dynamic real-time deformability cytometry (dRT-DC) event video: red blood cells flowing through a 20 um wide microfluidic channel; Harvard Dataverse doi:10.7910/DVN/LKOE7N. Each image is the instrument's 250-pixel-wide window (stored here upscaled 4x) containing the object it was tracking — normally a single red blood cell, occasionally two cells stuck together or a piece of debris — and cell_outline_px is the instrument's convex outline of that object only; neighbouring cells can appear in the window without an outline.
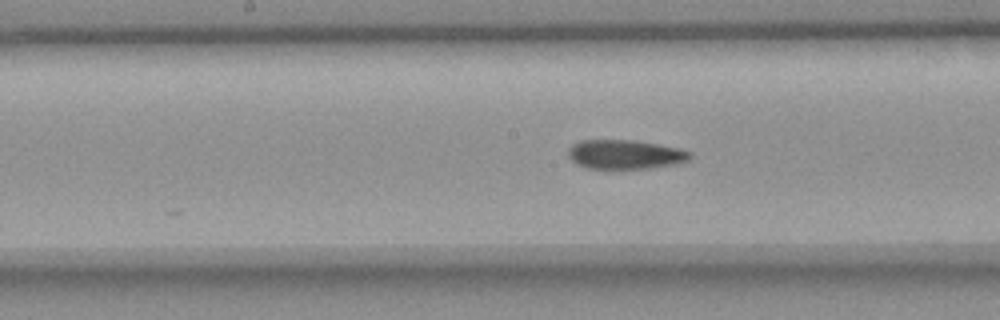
{"species": "common noctule bat (a hibernating species)", "species_latin": "Nyctalus noctula", "temperature_condition": "room temperature", "stored_images_in_passage": 41, "camera_frame_rate_fps": 3000, "um_per_image_px": 0.085, "animal": {"sex": "female", "body_mass_g": 18.4}, "frame": {"image": 1, "passage_image": 13, "time_ms": 4.0, "image_size_px": [1000, 320], "cell_outline_px": [[692, 156], [688, 160], [672, 164], [648, 168], [588, 168], [576, 164], [568, 156], [568, 148], [572, 144], [580, 140], [632, 140], [680, 148], [692, 152]], "centroid_in_image_um": [53.1, 13.11], "position_along_channel_um": 195.1, "area_um2": 20.58}}
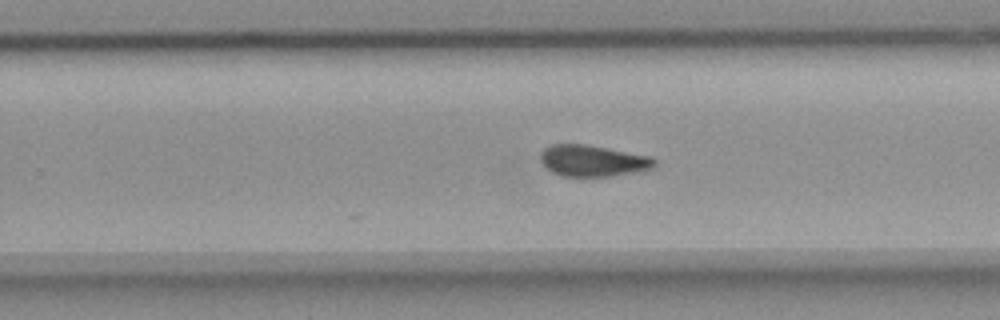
{"frame": {"image": 2, "passage_image": 20, "time_ms": 6.333, "image_size_px": [1000, 320], "cell_outline_px": [[656, 164], [652, 168], [636, 172], [612, 176], [560, 176], [552, 172], [540, 160], [540, 152], [544, 148], [552, 144], [584, 144], [608, 148], [652, 156], [656, 160]], "centroid_in_image_um": [50.4, 13.66], "position_along_channel_um": 279.4, "area_um2": 20.92}}
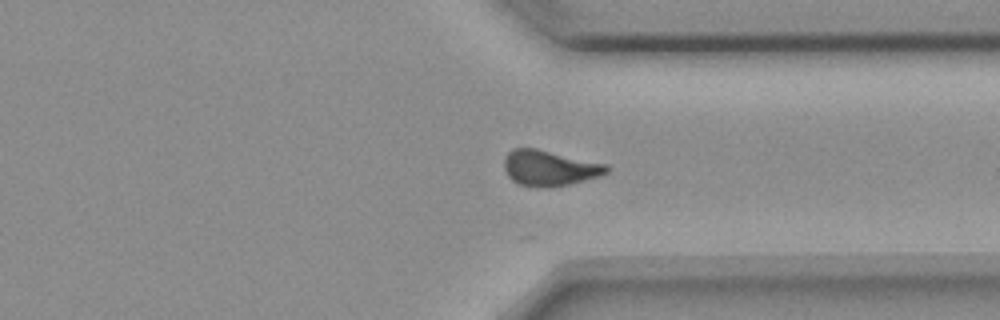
{"frame": {"image": 3, "passage_image": 27, "time_ms": 8.667, "image_size_px": [1000, 320], "cell_outline_px": [[608, 172], [600, 176], [552, 188], [536, 188], [520, 184], [512, 180], [508, 176], [504, 168], [504, 160], [508, 152], [512, 148], [536, 148], [608, 164]], "centroid_in_image_um": [46.7, 14.29], "position_along_channel_um": 364.7, "area_um2": 21.39}, "authors_computed_cell_mechanics": {"area_um2": 21.097, "velocity_mm_per_s": 3.6328, "shape_relaxation_time_tau1_ms": null, "shape_relaxation_time_tau2_ms": 2.0261, "deformation_change_tau1": null, "deformation_change_tau2": 0.0837}}